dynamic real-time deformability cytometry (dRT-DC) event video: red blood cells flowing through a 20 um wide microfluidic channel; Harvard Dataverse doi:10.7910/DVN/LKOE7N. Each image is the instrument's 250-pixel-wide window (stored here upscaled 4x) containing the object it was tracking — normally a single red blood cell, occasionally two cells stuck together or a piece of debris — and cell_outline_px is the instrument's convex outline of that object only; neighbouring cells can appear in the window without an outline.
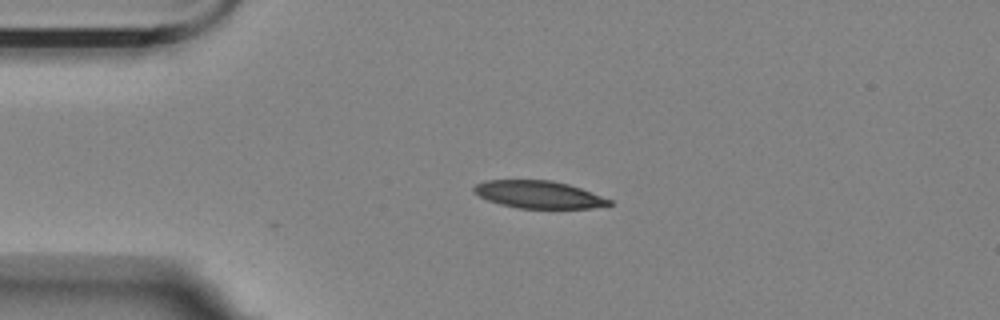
{"species": "Egyptian fruit bat (a non-hibernating species)", "species_latin": "Rousettus aegyptiacus", "temperature_condition": "room temperature", "stored_images_in_passage": 2, "camera_frame_rate_fps": 3000, "um_per_image_px": 0.085, "animal": {"sex": "female"}, "frame": {"image": 1, "passage_image": 1, "time_ms": 0.0, "image_size_px": [1000, 320], "cell_outline_px": [[612, 204], [592, 208], [520, 208], [500, 204], [488, 200], [472, 192], [472, 188], [476, 184], [484, 180], [552, 180], [568, 184], [580, 188], [612, 200]], "centroid_in_image_um": [45.75, 16.53], "position_along_channel_um": 39.2, "area_um2": 21.56}}